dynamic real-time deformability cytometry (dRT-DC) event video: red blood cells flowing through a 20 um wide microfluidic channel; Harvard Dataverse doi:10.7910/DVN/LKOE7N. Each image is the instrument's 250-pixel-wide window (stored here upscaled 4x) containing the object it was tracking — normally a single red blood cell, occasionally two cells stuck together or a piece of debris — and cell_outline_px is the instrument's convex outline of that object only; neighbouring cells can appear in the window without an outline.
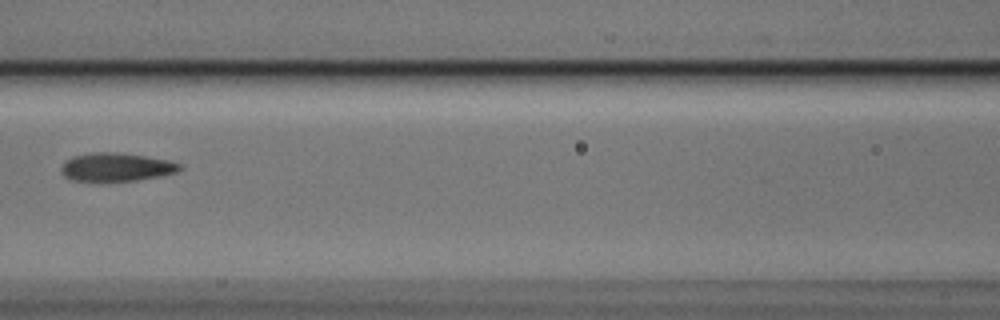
{"species": "Egyptian fruit bat (a non-hibernating species)", "species_latin": "Rousettus aegyptiacus", "temperature_condition": "cold", "stored_images_in_passage": 6, "camera_frame_rate_fps": 3000, "um_per_image_px": 0.085, "animal": {"sex": "male"}, "frame": {"image": 1, "passage_image": 6, "time_ms": 1.667, "image_size_px": [1000, 320], "cell_outline_px": [[184, 168], [176, 172], [164, 176], [136, 180], [104, 184], [100, 184], [72, 180], [64, 176], [60, 168], [72, 156], [92, 152], [116, 152], [144, 156], [168, 160], [184, 164]], "centroid_in_image_um": [9.9, 14.25], "position_along_channel_um": 156.7, "area_um2": 20.46}}